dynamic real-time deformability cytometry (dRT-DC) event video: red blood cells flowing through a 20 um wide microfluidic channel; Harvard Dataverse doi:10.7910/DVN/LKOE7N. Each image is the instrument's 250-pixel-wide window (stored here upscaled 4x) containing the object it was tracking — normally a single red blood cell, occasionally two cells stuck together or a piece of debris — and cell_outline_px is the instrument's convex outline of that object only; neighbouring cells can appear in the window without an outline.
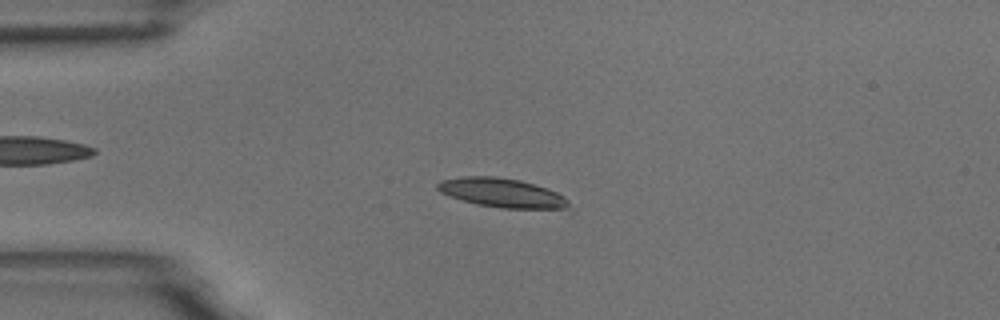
{"species": "common noctule bat (a hibernating species)", "species_latin": "Nyctalus noctula", "temperature_condition": "room temperature", "stored_images_in_passage": 3, "camera_frame_rate_fps": 3000, "um_per_image_px": 0.085, "animal": {"sex": "male", "body_mass_g": 18.8}, "frame": {"image": 1, "passage_image": 2, "time_ms": 1.333, "image_size_px": [1000, 320], "cell_outline_px": [[572, 212], [500, 208], [476, 204], [448, 196], [440, 192], [436, 188], [436, 184], [440, 180], [460, 176], [492, 176], [520, 180], [548, 188], [564, 196], [568, 200]], "centroid_in_image_um": [42.79, 16.44], "position_along_channel_um": 42.2, "area_um2": 23.35}}